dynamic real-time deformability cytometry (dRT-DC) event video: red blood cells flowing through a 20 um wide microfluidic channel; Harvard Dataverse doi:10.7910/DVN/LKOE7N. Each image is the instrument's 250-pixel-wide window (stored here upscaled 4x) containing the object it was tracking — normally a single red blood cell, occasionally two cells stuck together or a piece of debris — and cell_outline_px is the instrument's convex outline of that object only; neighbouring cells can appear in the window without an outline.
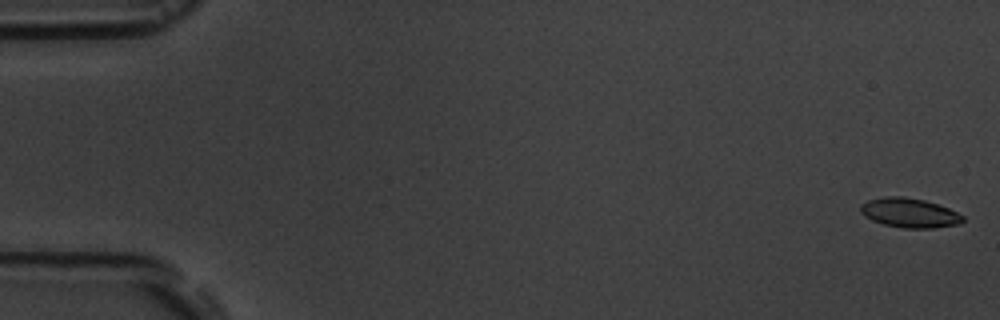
{"species": "common noctule bat (a hibernating species)", "species_latin": "Nyctalus noctula", "temperature_condition": "room temperature", "stored_images_in_passage": 9, "camera_frame_rate_fps": 3000, "um_per_image_px": 0.085, "animal": {"sex": "male", "body_mass_g": 19.5, "forearm_length_mm": 54.6}, "frame": {"image": 1, "passage_image": 1, "time_ms": 0.0, "image_size_px": [1000, 320], "cell_outline_px": [[964, 220], [960, 224], [932, 228], [904, 228], [884, 224], [872, 220], [864, 216], [860, 212], [860, 204], [868, 200], [884, 196], [904, 196], [924, 200], [948, 208], [964, 216]], "centroid_in_image_um": [77.28, 18.09], "position_along_channel_um": 7.7, "area_um2": 17.57}}
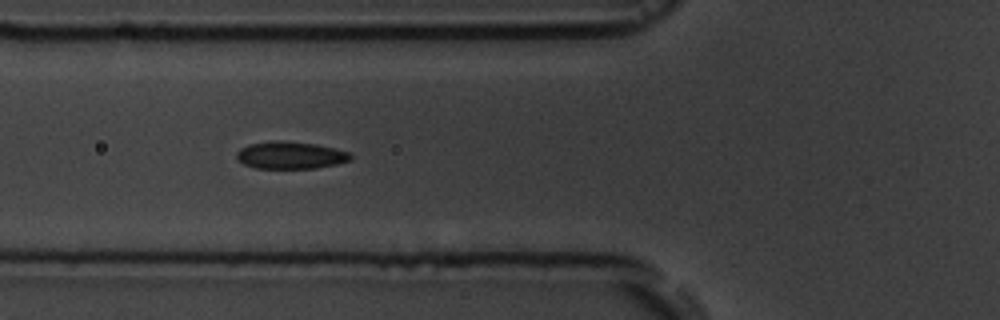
{"frame": {"image": 2, "passage_image": 6, "time_ms": 6.667, "image_size_px": [1000, 320], "cell_outline_px": [[352, 160], [336, 164], [316, 168], [256, 168], [244, 164], [236, 160], [236, 152], [240, 148], [248, 144], [272, 140], [284, 140], [316, 144], [336, 148], [348, 152], [352, 156]], "centroid_in_image_um": [24.66, 13.18], "position_along_channel_um": 101.1, "area_um2": 18.38}}
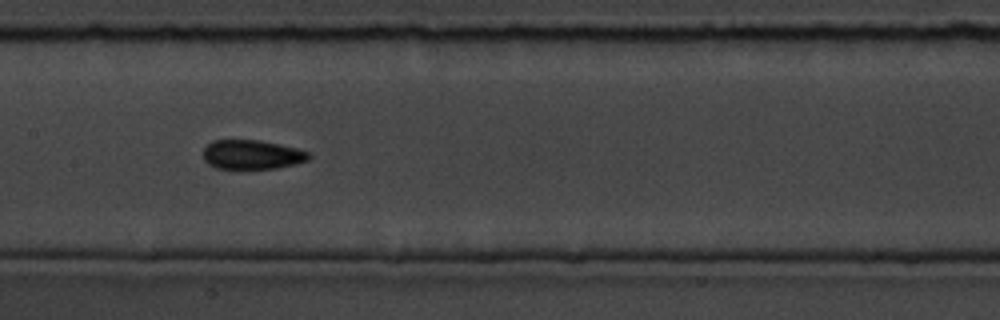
{"frame": {"image": 3, "passage_image": 8, "time_ms": 9.0, "image_size_px": [1000, 320], "cell_outline_px": [[312, 156], [308, 160], [276, 168], [216, 168], [208, 164], [204, 160], [204, 148], [212, 140], [260, 140], [280, 144], [296, 148], [308, 152]], "centroid_in_image_um": [21.4, 13.13], "position_along_channel_um": 186.0, "area_um2": 17.86}}